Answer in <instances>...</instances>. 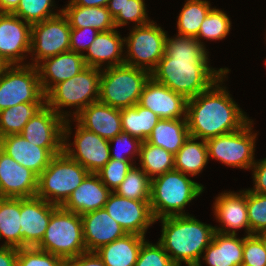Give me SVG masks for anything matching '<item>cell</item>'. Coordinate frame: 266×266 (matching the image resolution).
<instances>
[{
	"instance_id": "13",
	"label": "cell",
	"mask_w": 266,
	"mask_h": 266,
	"mask_svg": "<svg viewBox=\"0 0 266 266\" xmlns=\"http://www.w3.org/2000/svg\"><path fill=\"white\" fill-rule=\"evenodd\" d=\"M71 27L67 17L61 12L31 26L30 54L37 66L42 60L70 51Z\"/></svg>"
},
{
	"instance_id": "10",
	"label": "cell",
	"mask_w": 266,
	"mask_h": 266,
	"mask_svg": "<svg viewBox=\"0 0 266 266\" xmlns=\"http://www.w3.org/2000/svg\"><path fill=\"white\" fill-rule=\"evenodd\" d=\"M251 119L239 130L206 140L208 157L224 165L251 169L254 160L257 134L252 131Z\"/></svg>"
},
{
	"instance_id": "20",
	"label": "cell",
	"mask_w": 266,
	"mask_h": 266,
	"mask_svg": "<svg viewBox=\"0 0 266 266\" xmlns=\"http://www.w3.org/2000/svg\"><path fill=\"white\" fill-rule=\"evenodd\" d=\"M214 215L221 227H215V232L236 235L237 230L246 229L250 235V226L247 214L246 190L240 193L224 192L216 197L214 202Z\"/></svg>"
},
{
	"instance_id": "22",
	"label": "cell",
	"mask_w": 266,
	"mask_h": 266,
	"mask_svg": "<svg viewBox=\"0 0 266 266\" xmlns=\"http://www.w3.org/2000/svg\"><path fill=\"white\" fill-rule=\"evenodd\" d=\"M36 67L41 89L46 95L56 84L79 74L87 66L82 54L68 51L44 59Z\"/></svg>"
},
{
	"instance_id": "42",
	"label": "cell",
	"mask_w": 266,
	"mask_h": 266,
	"mask_svg": "<svg viewBox=\"0 0 266 266\" xmlns=\"http://www.w3.org/2000/svg\"><path fill=\"white\" fill-rule=\"evenodd\" d=\"M16 266H65V260L37 247L18 249Z\"/></svg>"
},
{
	"instance_id": "47",
	"label": "cell",
	"mask_w": 266,
	"mask_h": 266,
	"mask_svg": "<svg viewBox=\"0 0 266 266\" xmlns=\"http://www.w3.org/2000/svg\"><path fill=\"white\" fill-rule=\"evenodd\" d=\"M98 33L99 31L92 27L71 28L70 51L83 55V52L91 45ZM87 37H89V41H87ZM83 38L86 39L85 42Z\"/></svg>"
},
{
	"instance_id": "1",
	"label": "cell",
	"mask_w": 266,
	"mask_h": 266,
	"mask_svg": "<svg viewBox=\"0 0 266 266\" xmlns=\"http://www.w3.org/2000/svg\"><path fill=\"white\" fill-rule=\"evenodd\" d=\"M208 52L195 37L165 40V53L150 76L187 100L209 89L229 69L209 67Z\"/></svg>"
},
{
	"instance_id": "45",
	"label": "cell",
	"mask_w": 266,
	"mask_h": 266,
	"mask_svg": "<svg viewBox=\"0 0 266 266\" xmlns=\"http://www.w3.org/2000/svg\"><path fill=\"white\" fill-rule=\"evenodd\" d=\"M135 266H177L169 257L163 246L145 241L139 251Z\"/></svg>"
},
{
	"instance_id": "24",
	"label": "cell",
	"mask_w": 266,
	"mask_h": 266,
	"mask_svg": "<svg viewBox=\"0 0 266 266\" xmlns=\"http://www.w3.org/2000/svg\"><path fill=\"white\" fill-rule=\"evenodd\" d=\"M0 149L38 176L49 165L53 157L46 148L34 145L21 134H11L0 138Z\"/></svg>"
},
{
	"instance_id": "31",
	"label": "cell",
	"mask_w": 266,
	"mask_h": 266,
	"mask_svg": "<svg viewBox=\"0 0 266 266\" xmlns=\"http://www.w3.org/2000/svg\"><path fill=\"white\" fill-rule=\"evenodd\" d=\"M196 140L198 139L189 136L174 155V170L190 177L198 175L209 160L206 140L201 139V142Z\"/></svg>"
},
{
	"instance_id": "29",
	"label": "cell",
	"mask_w": 266,
	"mask_h": 266,
	"mask_svg": "<svg viewBox=\"0 0 266 266\" xmlns=\"http://www.w3.org/2000/svg\"><path fill=\"white\" fill-rule=\"evenodd\" d=\"M71 28L92 27L99 32L115 29L114 20L107 6L84 7L74 5L71 1L62 8Z\"/></svg>"
},
{
	"instance_id": "52",
	"label": "cell",
	"mask_w": 266,
	"mask_h": 266,
	"mask_svg": "<svg viewBox=\"0 0 266 266\" xmlns=\"http://www.w3.org/2000/svg\"><path fill=\"white\" fill-rule=\"evenodd\" d=\"M74 5L84 7L107 6L109 0H70Z\"/></svg>"
},
{
	"instance_id": "32",
	"label": "cell",
	"mask_w": 266,
	"mask_h": 266,
	"mask_svg": "<svg viewBox=\"0 0 266 266\" xmlns=\"http://www.w3.org/2000/svg\"><path fill=\"white\" fill-rule=\"evenodd\" d=\"M122 131L133 137L146 141L153 128L160 121V117L150 109L140 106L138 103L133 107L120 110Z\"/></svg>"
},
{
	"instance_id": "49",
	"label": "cell",
	"mask_w": 266,
	"mask_h": 266,
	"mask_svg": "<svg viewBox=\"0 0 266 266\" xmlns=\"http://www.w3.org/2000/svg\"><path fill=\"white\" fill-rule=\"evenodd\" d=\"M65 266H106L96 252H85L65 260Z\"/></svg>"
},
{
	"instance_id": "37",
	"label": "cell",
	"mask_w": 266,
	"mask_h": 266,
	"mask_svg": "<svg viewBox=\"0 0 266 266\" xmlns=\"http://www.w3.org/2000/svg\"><path fill=\"white\" fill-rule=\"evenodd\" d=\"M207 0H187L177 21L179 36L196 37L203 20L212 9Z\"/></svg>"
},
{
	"instance_id": "38",
	"label": "cell",
	"mask_w": 266,
	"mask_h": 266,
	"mask_svg": "<svg viewBox=\"0 0 266 266\" xmlns=\"http://www.w3.org/2000/svg\"><path fill=\"white\" fill-rule=\"evenodd\" d=\"M151 179L140 167L132 166L122 183L114 191L116 194L138 201H150Z\"/></svg>"
},
{
	"instance_id": "46",
	"label": "cell",
	"mask_w": 266,
	"mask_h": 266,
	"mask_svg": "<svg viewBox=\"0 0 266 266\" xmlns=\"http://www.w3.org/2000/svg\"><path fill=\"white\" fill-rule=\"evenodd\" d=\"M108 141L110 144V152H111L110 157H111V159H116L119 161H131V162H133L132 158L135 157L134 155H136L138 157L140 155V147H141L142 141L136 137H133L129 133H125L122 131L120 134H118L114 138H111ZM112 143H117L116 147H115L116 148L115 153L112 149V145H111ZM119 146H122L121 148H123V149L121 151L117 152ZM126 147H127V149H125ZM122 151H125V153L124 154L121 153ZM126 155H128V156H126Z\"/></svg>"
},
{
	"instance_id": "30",
	"label": "cell",
	"mask_w": 266,
	"mask_h": 266,
	"mask_svg": "<svg viewBox=\"0 0 266 266\" xmlns=\"http://www.w3.org/2000/svg\"><path fill=\"white\" fill-rule=\"evenodd\" d=\"M189 136L187 119H160L146 141L175 155Z\"/></svg>"
},
{
	"instance_id": "48",
	"label": "cell",
	"mask_w": 266,
	"mask_h": 266,
	"mask_svg": "<svg viewBox=\"0 0 266 266\" xmlns=\"http://www.w3.org/2000/svg\"><path fill=\"white\" fill-rule=\"evenodd\" d=\"M253 169V183L254 188L249 189L255 193L266 194V158L255 161L252 168Z\"/></svg>"
},
{
	"instance_id": "3",
	"label": "cell",
	"mask_w": 266,
	"mask_h": 266,
	"mask_svg": "<svg viewBox=\"0 0 266 266\" xmlns=\"http://www.w3.org/2000/svg\"><path fill=\"white\" fill-rule=\"evenodd\" d=\"M162 222L159 243L172 261L181 266H201V256L210 244L215 229L189 214L160 218Z\"/></svg>"
},
{
	"instance_id": "26",
	"label": "cell",
	"mask_w": 266,
	"mask_h": 266,
	"mask_svg": "<svg viewBox=\"0 0 266 266\" xmlns=\"http://www.w3.org/2000/svg\"><path fill=\"white\" fill-rule=\"evenodd\" d=\"M124 38L115 29L99 32L94 41L87 48L88 53L83 54L86 66L102 69L105 66L113 67L124 64L122 56L124 48Z\"/></svg>"
},
{
	"instance_id": "43",
	"label": "cell",
	"mask_w": 266,
	"mask_h": 266,
	"mask_svg": "<svg viewBox=\"0 0 266 266\" xmlns=\"http://www.w3.org/2000/svg\"><path fill=\"white\" fill-rule=\"evenodd\" d=\"M133 162L110 159L104 167L97 172L102 183L112 192L122 183L132 168ZM113 189V190H112Z\"/></svg>"
},
{
	"instance_id": "17",
	"label": "cell",
	"mask_w": 266,
	"mask_h": 266,
	"mask_svg": "<svg viewBox=\"0 0 266 266\" xmlns=\"http://www.w3.org/2000/svg\"><path fill=\"white\" fill-rule=\"evenodd\" d=\"M57 205L37 196L20 198V248L37 247L43 239L51 213Z\"/></svg>"
},
{
	"instance_id": "5",
	"label": "cell",
	"mask_w": 266,
	"mask_h": 266,
	"mask_svg": "<svg viewBox=\"0 0 266 266\" xmlns=\"http://www.w3.org/2000/svg\"><path fill=\"white\" fill-rule=\"evenodd\" d=\"M103 69L98 101L120 110L136 105L150 73L125 63Z\"/></svg>"
},
{
	"instance_id": "35",
	"label": "cell",
	"mask_w": 266,
	"mask_h": 266,
	"mask_svg": "<svg viewBox=\"0 0 266 266\" xmlns=\"http://www.w3.org/2000/svg\"><path fill=\"white\" fill-rule=\"evenodd\" d=\"M139 160L140 168L151 180L165 172L174 170V155L147 141H143L141 144Z\"/></svg>"
},
{
	"instance_id": "41",
	"label": "cell",
	"mask_w": 266,
	"mask_h": 266,
	"mask_svg": "<svg viewBox=\"0 0 266 266\" xmlns=\"http://www.w3.org/2000/svg\"><path fill=\"white\" fill-rule=\"evenodd\" d=\"M246 202L250 235H260L266 230V194L246 189Z\"/></svg>"
},
{
	"instance_id": "4",
	"label": "cell",
	"mask_w": 266,
	"mask_h": 266,
	"mask_svg": "<svg viewBox=\"0 0 266 266\" xmlns=\"http://www.w3.org/2000/svg\"><path fill=\"white\" fill-rule=\"evenodd\" d=\"M180 171L172 170L151 180L150 207L155 221L168 216L186 215L183 210L204 190Z\"/></svg>"
},
{
	"instance_id": "21",
	"label": "cell",
	"mask_w": 266,
	"mask_h": 266,
	"mask_svg": "<svg viewBox=\"0 0 266 266\" xmlns=\"http://www.w3.org/2000/svg\"><path fill=\"white\" fill-rule=\"evenodd\" d=\"M83 239L87 252H95L127 233L105 210L101 208L81 215Z\"/></svg>"
},
{
	"instance_id": "44",
	"label": "cell",
	"mask_w": 266,
	"mask_h": 266,
	"mask_svg": "<svg viewBox=\"0 0 266 266\" xmlns=\"http://www.w3.org/2000/svg\"><path fill=\"white\" fill-rule=\"evenodd\" d=\"M242 266H266V243L259 234L244 236Z\"/></svg>"
},
{
	"instance_id": "18",
	"label": "cell",
	"mask_w": 266,
	"mask_h": 266,
	"mask_svg": "<svg viewBox=\"0 0 266 266\" xmlns=\"http://www.w3.org/2000/svg\"><path fill=\"white\" fill-rule=\"evenodd\" d=\"M138 104L161 119H186L187 99L151 76L142 89Z\"/></svg>"
},
{
	"instance_id": "14",
	"label": "cell",
	"mask_w": 266,
	"mask_h": 266,
	"mask_svg": "<svg viewBox=\"0 0 266 266\" xmlns=\"http://www.w3.org/2000/svg\"><path fill=\"white\" fill-rule=\"evenodd\" d=\"M104 208L127 234L145 236L149 226L156 222L151 211L150 201L128 199L113 191Z\"/></svg>"
},
{
	"instance_id": "12",
	"label": "cell",
	"mask_w": 266,
	"mask_h": 266,
	"mask_svg": "<svg viewBox=\"0 0 266 266\" xmlns=\"http://www.w3.org/2000/svg\"><path fill=\"white\" fill-rule=\"evenodd\" d=\"M69 118L63 126V151L79 162L89 173H97L111 159L110 144L105 138L76 124L74 142H67L71 135ZM74 145V148H71Z\"/></svg>"
},
{
	"instance_id": "54",
	"label": "cell",
	"mask_w": 266,
	"mask_h": 266,
	"mask_svg": "<svg viewBox=\"0 0 266 266\" xmlns=\"http://www.w3.org/2000/svg\"><path fill=\"white\" fill-rule=\"evenodd\" d=\"M260 235L262 236L263 240L266 243V230L262 234H260Z\"/></svg>"
},
{
	"instance_id": "34",
	"label": "cell",
	"mask_w": 266,
	"mask_h": 266,
	"mask_svg": "<svg viewBox=\"0 0 266 266\" xmlns=\"http://www.w3.org/2000/svg\"><path fill=\"white\" fill-rule=\"evenodd\" d=\"M20 198L0 197V239L1 246L20 248Z\"/></svg>"
},
{
	"instance_id": "23",
	"label": "cell",
	"mask_w": 266,
	"mask_h": 266,
	"mask_svg": "<svg viewBox=\"0 0 266 266\" xmlns=\"http://www.w3.org/2000/svg\"><path fill=\"white\" fill-rule=\"evenodd\" d=\"M84 129L110 140L122 132L120 109L100 101L91 103L74 117Z\"/></svg>"
},
{
	"instance_id": "16",
	"label": "cell",
	"mask_w": 266,
	"mask_h": 266,
	"mask_svg": "<svg viewBox=\"0 0 266 266\" xmlns=\"http://www.w3.org/2000/svg\"><path fill=\"white\" fill-rule=\"evenodd\" d=\"M31 26L12 13H0V55L10 65H22L30 54Z\"/></svg>"
},
{
	"instance_id": "25",
	"label": "cell",
	"mask_w": 266,
	"mask_h": 266,
	"mask_svg": "<svg viewBox=\"0 0 266 266\" xmlns=\"http://www.w3.org/2000/svg\"><path fill=\"white\" fill-rule=\"evenodd\" d=\"M110 194L111 191L102 183L97 173H88L62 207L82 215L104 208Z\"/></svg>"
},
{
	"instance_id": "53",
	"label": "cell",
	"mask_w": 266,
	"mask_h": 266,
	"mask_svg": "<svg viewBox=\"0 0 266 266\" xmlns=\"http://www.w3.org/2000/svg\"><path fill=\"white\" fill-rule=\"evenodd\" d=\"M10 64L0 55V76L6 71Z\"/></svg>"
},
{
	"instance_id": "11",
	"label": "cell",
	"mask_w": 266,
	"mask_h": 266,
	"mask_svg": "<svg viewBox=\"0 0 266 266\" xmlns=\"http://www.w3.org/2000/svg\"><path fill=\"white\" fill-rule=\"evenodd\" d=\"M44 95L35 65H10L0 76V111L22 103H37Z\"/></svg>"
},
{
	"instance_id": "50",
	"label": "cell",
	"mask_w": 266,
	"mask_h": 266,
	"mask_svg": "<svg viewBox=\"0 0 266 266\" xmlns=\"http://www.w3.org/2000/svg\"><path fill=\"white\" fill-rule=\"evenodd\" d=\"M18 248L0 246V266H16Z\"/></svg>"
},
{
	"instance_id": "6",
	"label": "cell",
	"mask_w": 266,
	"mask_h": 266,
	"mask_svg": "<svg viewBox=\"0 0 266 266\" xmlns=\"http://www.w3.org/2000/svg\"><path fill=\"white\" fill-rule=\"evenodd\" d=\"M100 77L101 69L87 66L79 74L56 84L45 95L46 105L65 120L71 115L64 113L62 108L75 107L73 116H77L88 105L98 101Z\"/></svg>"
},
{
	"instance_id": "9",
	"label": "cell",
	"mask_w": 266,
	"mask_h": 266,
	"mask_svg": "<svg viewBox=\"0 0 266 266\" xmlns=\"http://www.w3.org/2000/svg\"><path fill=\"white\" fill-rule=\"evenodd\" d=\"M153 20L134 26L129 36L124 37L127 53L124 63L151 73L165 53L166 32Z\"/></svg>"
},
{
	"instance_id": "36",
	"label": "cell",
	"mask_w": 266,
	"mask_h": 266,
	"mask_svg": "<svg viewBox=\"0 0 266 266\" xmlns=\"http://www.w3.org/2000/svg\"><path fill=\"white\" fill-rule=\"evenodd\" d=\"M145 6L144 0H109L107 9L114 20L115 28L132 21L136 27L150 22Z\"/></svg>"
},
{
	"instance_id": "19",
	"label": "cell",
	"mask_w": 266,
	"mask_h": 266,
	"mask_svg": "<svg viewBox=\"0 0 266 266\" xmlns=\"http://www.w3.org/2000/svg\"><path fill=\"white\" fill-rule=\"evenodd\" d=\"M38 175L17 163L0 149V197L36 196Z\"/></svg>"
},
{
	"instance_id": "33",
	"label": "cell",
	"mask_w": 266,
	"mask_h": 266,
	"mask_svg": "<svg viewBox=\"0 0 266 266\" xmlns=\"http://www.w3.org/2000/svg\"><path fill=\"white\" fill-rule=\"evenodd\" d=\"M46 105L44 95L37 103H22L0 111V138L20 134L27 122Z\"/></svg>"
},
{
	"instance_id": "51",
	"label": "cell",
	"mask_w": 266,
	"mask_h": 266,
	"mask_svg": "<svg viewBox=\"0 0 266 266\" xmlns=\"http://www.w3.org/2000/svg\"><path fill=\"white\" fill-rule=\"evenodd\" d=\"M20 0H0V13H13Z\"/></svg>"
},
{
	"instance_id": "28",
	"label": "cell",
	"mask_w": 266,
	"mask_h": 266,
	"mask_svg": "<svg viewBox=\"0 0 266 266\" xmlns=\"http://www.w3.org/2000/svg\"><path fill=\"white\" fill-rule=\"evenodd\" d=\"M145 236L126 234L95 252L106 266H135Z\"/></svg>"
},
{
	"instance_id": "2",
	"label": "cell",
	"mask_w": 266,
	"mask_h": 266,
	"mask_svg": "<svg viewBox=\"0 0 266 266\" xmlns=\"http://www.w3.org/2000/svg\"><path fill=\"white\" fill-rule=\"evenodd\" d=\"M228 72L209 89L187 100L186 119L191 137L207 140L225 135L241 129L250 120L226 87L221 86Z\"/></svg>"
},
{
	"instance_id": "40",
	"label": "cell",
	"mask_w": 266,
	"mask_h": 266,
	"mask_svg": "<svg viewBox=\"0 0 266 266\" xmlns=\"http://www.w3.org/2000/svg\"><path fill=\"white\" fill-rule=\"evenodd\" d=\"M53 4V0H20L17 9L12 14L32 25L55 17L62 12V9L59 13L53 12L54 8L51 9Z\"/></svg>"
},
{
	"instance_id": "7",
	"label": "cell",
	"mask_w": 266,
	"mask_h": 266,
	"mask_svg": "<svg viewBox=\"0 0 266 266\" xmlns=\"http://www.w3.org/2000/svg\"><path fill=\"white\" fill-rule=\"evenodd\" d=\"M89 172L64 151L54 155L38 176L36 196L62 206Z\"/></svg>"
},
{
	"instance_id": "8",
	"label": "cell",
	"mask_w": 266,
	"mask_h": 266,
	"mask_svg": "<svg viewBox=\"0 0 266 266\" xmlns=\"http://www.w3.org/2000/svg\"><path fill=\"white\" fill-rule=\"evenodd\" d=\"M37 248L64 260L87 252L81 215L57 206L51 213L45 235Z\"/></svg>"
},
{
	"instance_id": "27",
	"label": "cell",
	"mask_w": 266,
	"mask_h": 266,
	"mask_svg": "<svg viewBox=\"0 0 266 266\" xmlns=\"http://www.w3.org/2000/svg\"><path fill=\"white\" fill-rule=\"evenodd\" d=\"M244 237L214 232L212 240L204 250L203 259L209 266H242Z\"/></svg>"
},
{
	"instance_id": "39",
	"label": "cell",
	"mask_w": 266,
	"mask_h": 266,
	"mask_svg": "<svg viewBox=\"0 0 266 266\" xmlns=\"http://www.w3.org/2000/svg\"><path fill=\"white\" fill-rule=\"evenodd\" d=\"M231 21L227 14L222 10L212 8L206 18L203 20L198 35L195 37L202 45L200 39L222 40L231 29Z\"/></svg>"
},
{
	"instance_id": "15",
	"label": "cell",
	"mask_w": 266,
	"mask_h": 266,
	"mask_svg": "<svg viewBox=\"0 0 266 266\" xmlns=\"http://www.w3.org/2000/svg\"><path fill=\"white\" fill-rule=\"evenodd\" d=\"M65 119L45 105L24 126L20 133L27 141L46 148L53 156L63 151Z\"/></svg>"
}]
</instances>
